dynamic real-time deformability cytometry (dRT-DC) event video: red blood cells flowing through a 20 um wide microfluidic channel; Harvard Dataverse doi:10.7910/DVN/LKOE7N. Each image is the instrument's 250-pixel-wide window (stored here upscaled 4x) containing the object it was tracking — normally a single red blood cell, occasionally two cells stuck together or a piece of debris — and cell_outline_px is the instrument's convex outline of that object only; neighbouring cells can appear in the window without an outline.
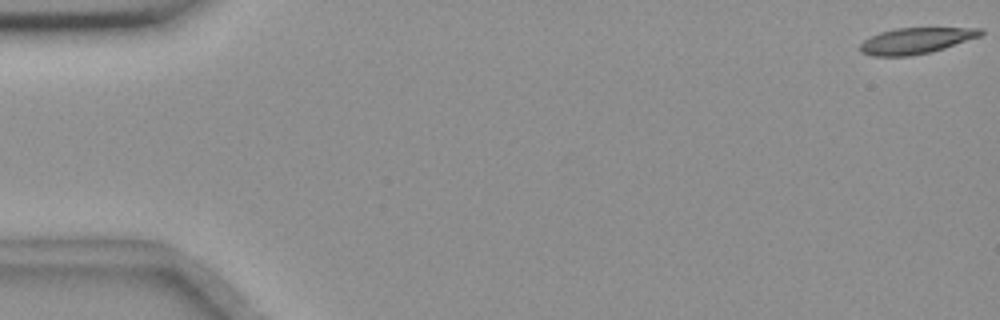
{"species": "common noctule bat (a hibernating species)", "species_latin": "Nyctalus noctula", "temperature_condition": "room temperature", "stored_images_in_passage": 51, "camera_frame_rate_fps": 3000, "um_per_image_px": 0.085, "animal": {"sex": "female", "body_mass_g": 18.4}, "frame": {"image": 1, "passage_image": 1, "time_ms": 0.0, "image_size_px": [1000, 320], "cell_outline_px": [[984, 32], [980, 36], [944, 48], [928, 52], [908, 56], [872, 56], [860, 52], [860, 44], [864, 40], [880, 32], [896, 28], [984, 28]], "centroid_in_image_um": [77.84, 3.45], "position_along_channel_um": 7.2, "area_um2": 18.09}}
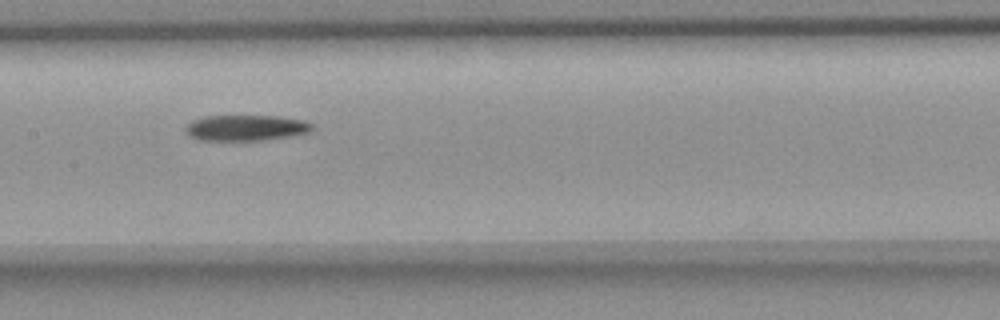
{"frame": {"image": 2, "passage_image": 28, "time_ms": 9.0, "image_size_px": [1000, 320], "cell_outline_px": [[316, 128], [312, 132], [296, 136], [264, 140], [200, 140], [188, 136], [184, 132], [184, 128], [192, 120], [204, 116], [280, 116], [304, 120], [312, 124]], "centroid_in_image_um": [20.95, 10.87], "position_along_channel_um": 186.4, "area_um2": 19.48}}
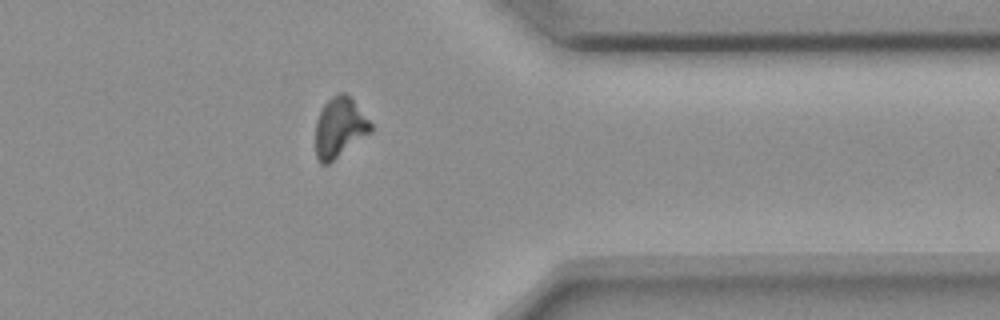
{"frame": {"image": 3, "passage_image": 45, "time_ms": 14.667, "image_size_px": [1000, 320], "cell_outline_px": [[372, 132], [328, 164], [320, 164], [316, 156], [316, 120], [324, 104], [332, 96], [340, 92], [344, 92], [352, 100], [372, 124]], "centroid_in_image_um": [28.85, 10.86], "position_along_channel_um": 382.5, "area_um2": 19.07}, "authors_computed_cell_mechanics": {"area_um2": 19.8832, "velocity_mm_per_s": 3.6508, "shape_relaxation_time_tau1_ms": 7.8945, "shape_relaxation_time_tau2_ms": null, "deformation_change_tau1": 0.1887, "deformation_change_tau2": null}}